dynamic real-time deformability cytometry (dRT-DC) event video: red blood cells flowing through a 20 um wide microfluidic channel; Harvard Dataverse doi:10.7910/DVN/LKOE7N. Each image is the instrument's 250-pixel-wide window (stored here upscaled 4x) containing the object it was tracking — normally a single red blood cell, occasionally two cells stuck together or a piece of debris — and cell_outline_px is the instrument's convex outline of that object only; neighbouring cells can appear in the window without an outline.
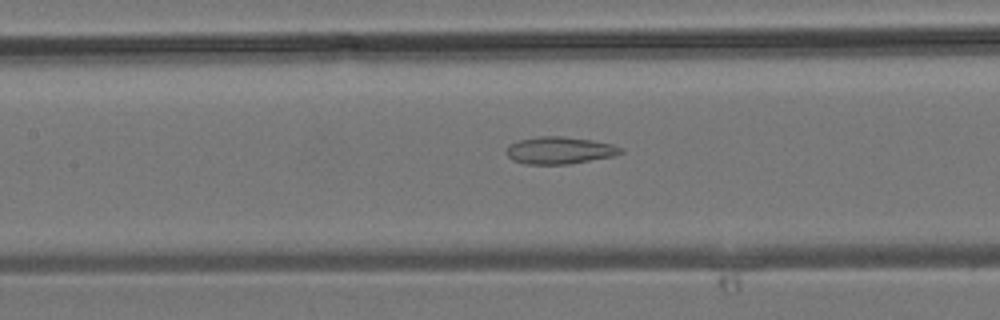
{"species": "common noctule bat (a hibernating species)", "species_latin": "Nyctalus noctula", "temperature_condition": "room temperature", "stored_images_in_passage": 32, "camera_frame_rate_fps": 3000, "um_per_image_px": 0.085, "animal": {"sex": "male", "body_mass_g": 19.2, "forearm_length_mm": 51.8}, "frame": {"image": 1, "passage_image": 11, "time_ms": 3.333, "image_size_px": [1000, 320], "cell_outline_px": [[624, 152], [612, 156], [568, 164], [524, 164], [512, 160], [508, 156], [504, 148], [516, 140], [536, 136], [564, 136], [592, 140], [612, 144], [624, 148]], "centroid_in_image_um": [47.52, 12.77], "position_along_channel_um": 159.9, "area_um2": 18.32}}
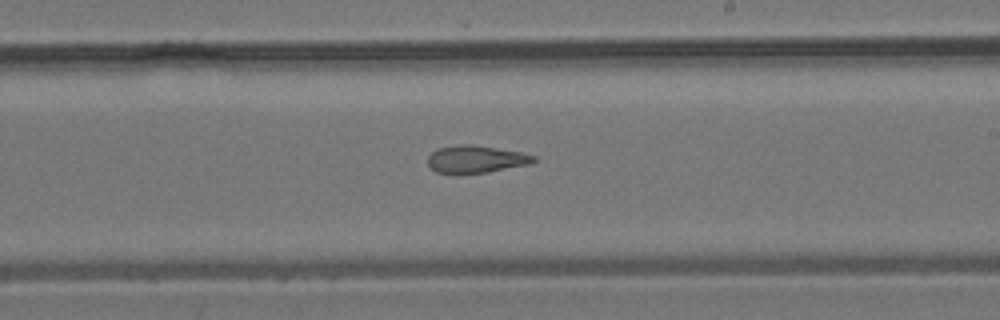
{"frame": {"image": 2, "passage_image": 16, "time_ms": 5.0, "image_size_px": [1000, 320], "cell_outline_px": [[536, 160], [532, 164], [488, 172], [436, 172], [428, 164], [428, 156], [436, 148], [460, 144], [472, 144], [520, 152], [536, 156]], "centroid_in_image_um": [40.48, 13.51], "position_along_channel_um": 248.5, "area_um2": 16.7}}
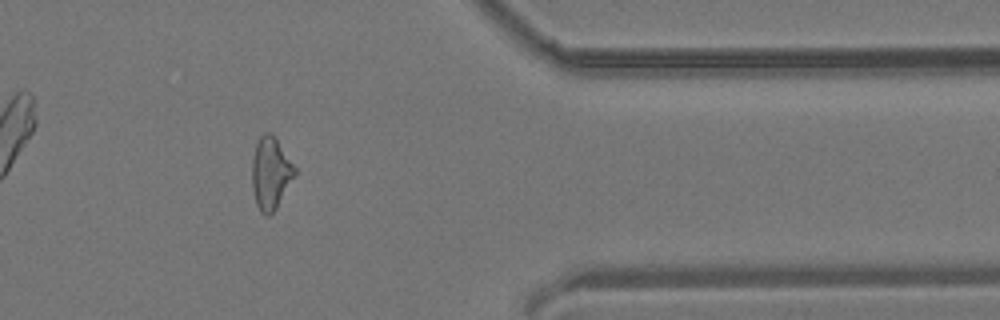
{"frame": {"image": 3, "passage_image": 25, "time_ms": 8.0, "image_size_px": [1000, 320], "cell_outline_px": [[296, 172], [276, 208], [268, 216], [264, 216], [260, 212], [256, 204], [252, 188], [252, 160], [256, 144], [260, 136], [264, 132], [272, 132], [296, 168]], "centroid_in_image_um": [22.98, 14.71], "position_along_channel_um": 388.4, "area_um2": 17.86}}